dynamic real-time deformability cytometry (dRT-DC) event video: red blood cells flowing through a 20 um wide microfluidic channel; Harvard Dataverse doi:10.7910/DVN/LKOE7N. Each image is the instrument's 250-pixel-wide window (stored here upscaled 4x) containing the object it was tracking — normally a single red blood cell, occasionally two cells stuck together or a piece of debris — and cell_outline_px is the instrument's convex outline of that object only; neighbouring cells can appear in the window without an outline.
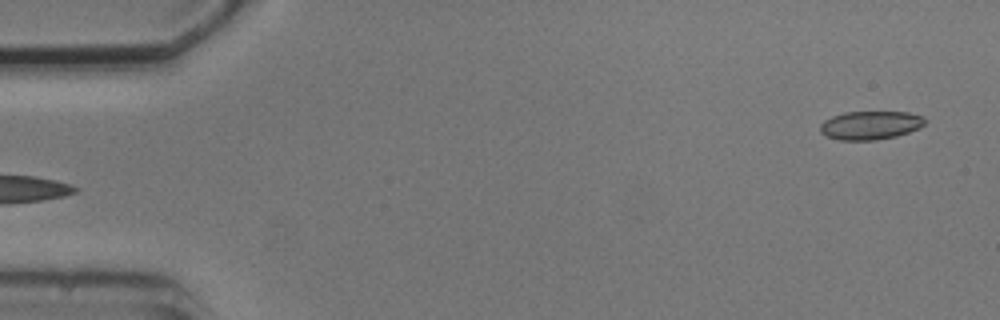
{"species": "common noctule bat (a hibernating species)", "species_latin": "Nyctalus noctula", "temperature_condition": "cold", "stored_images_in_passage": 4, "segment_of_instrument_passage": [2, 2], "camera_frame_rate_fps": 3000, "um_per_image_px": 0.085, "animal": {"sex": "male", "body_mass_g": 20.5, "forearm_length_mm": 52.5}, "frame": {"image": 1, "passage_image": 4, "time_ms": 3.667, "image_size_px": [1000, 320], "cell_outline_px": [[928, 120], [920, 128], [896, 136], [876, 140], [840, 140], [824, 136], [820, 132], [820, 124], [824, 120], [832, 116], [844, 112], [908, 112], [924, 116]], "centroid_in_image_um": [73.99, 10.64], "position_along_channel_um": 11.0, "area_um2": 17.63}}